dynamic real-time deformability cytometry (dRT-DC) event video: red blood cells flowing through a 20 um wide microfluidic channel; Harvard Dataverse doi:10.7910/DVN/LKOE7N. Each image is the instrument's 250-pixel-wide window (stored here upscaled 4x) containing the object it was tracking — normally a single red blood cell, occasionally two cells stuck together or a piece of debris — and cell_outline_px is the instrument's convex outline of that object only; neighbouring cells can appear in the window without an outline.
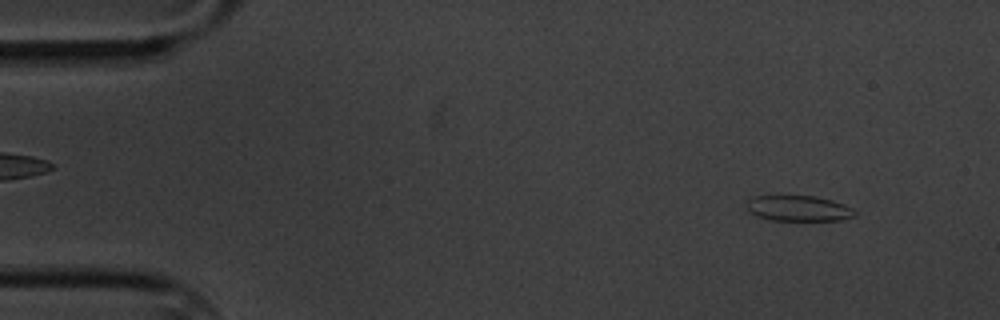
{"species": "common noctule bat (a hibernating species)", "species_latin": "Nyctalus noctula", "temperature_condition": "cold", "stored_images_in_passage": 5, "segment_of_instrument_passage": [2, 2], "camera_frame_rate_fps": 3000, "um_per_image_px": 0.085, "animal": {"sex": "male", "body_mass_g": 20.1, "forearm_length_mm": 53.5}, "frame": {"image": 1, "passage_image": 5, "time_ms": 5.667, "image_size_px": [1000, 320], "cell_outline_px": [[856, 212], [852, 216], [840, 220], [772, 220], [744, 212], [748, 200], [756, 196], [816, 196], [832, 200], [844, 204], [852, 208]], "centroid_in_image_um": [67.82, 17.71], "position_along_channel_um": 17.2, "area_um2": 16.13}}